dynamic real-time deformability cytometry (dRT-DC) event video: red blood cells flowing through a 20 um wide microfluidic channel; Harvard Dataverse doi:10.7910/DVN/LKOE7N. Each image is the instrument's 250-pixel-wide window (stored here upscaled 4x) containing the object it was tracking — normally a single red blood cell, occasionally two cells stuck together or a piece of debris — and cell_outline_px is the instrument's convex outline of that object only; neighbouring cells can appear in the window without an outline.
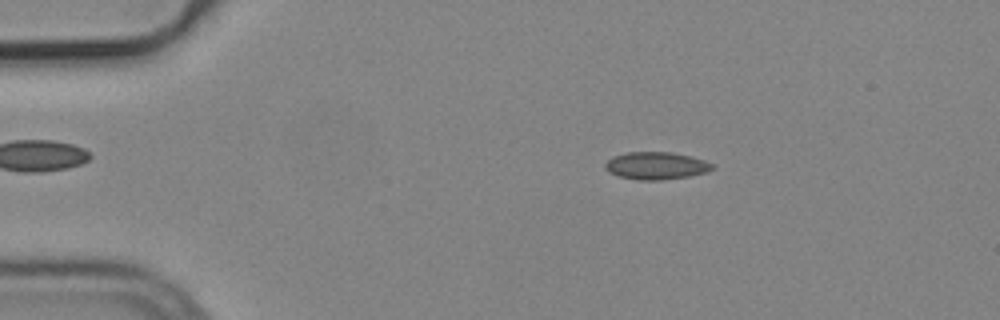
{"species": "common noctule bat (a hibernating species)", "species_latin": "Nyctalus noctula", "temperature_condition": "cold", "stored_images_in_passage": 53, "camera_frame_rate_fps": 3000, "um_per_image_px": 0.085, "animal": {"sex": "male", "body_mass_g": 19.2, "forearm_length_mm": 51.8}, "frame": {"image": 1, "passage_image": 9, "time_ms": 2.667, "image_size_px": [1000, 320], "cell_outline_px": [[716, 168], [708, 172], [688, 176], [664, 180], [636, 180], [620, 176], [608, 172], [604, 168], [604, 164], [612, 156], [628, 152], [672, 152], [692, 156], [704, 160], [712, 164]], "centroid_in_image_um": [55.78, 14.08], "position_along_channel_um": 29.2, "area_um2": 17.34}}
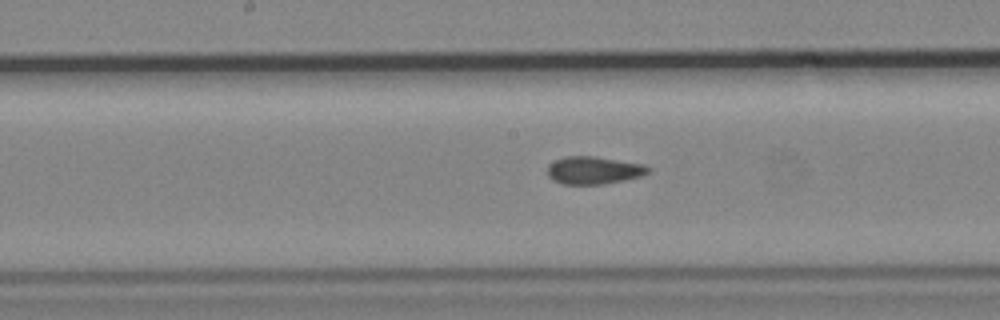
{"frame": {"image": 2, "passage_image": 27, "time_ms": 8.667, "image_size_px": [1000, 320], "cell_outline_px": [[652, 168], [644, 176], [624, 180], [600, 184], [564, 184], [552, 180], [548, 176], [548, 164], [564, 156], [596, 156], [644, 164]], "centroid_in_image_um": [50.49, 14.46], "position_along_channel_um": 197.7, "area_um2": 16.36}}
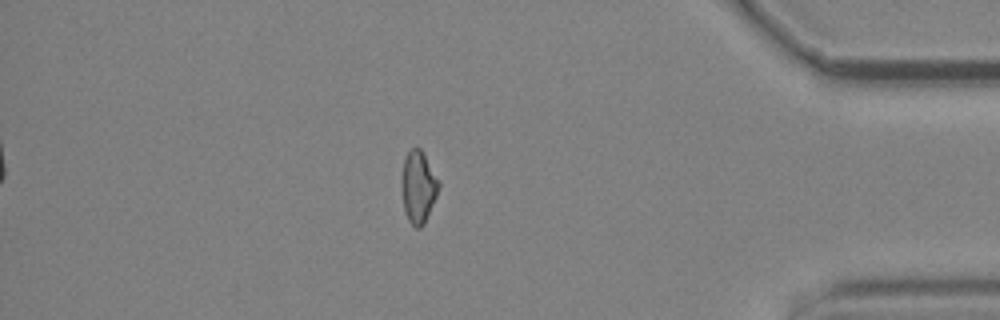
{"frame": {"image": 3, "passage_image": 46, "time_ms": 15.0, "image_size_px": [1000, 320], "cell_outline_px": [[440, 184], [436, 196], [424, 224], [420, 228], [416, 228], [408, 220], [404, 212], [400, 188], [400, 176], [404, 156], [412, 148], [420, 148], [424, 152], [440, 180]], "centroid_in_image_um": [35.53, 15.85], "position_along_channel_um": 399.7, "area_um2": 16.13}, "authors_computed_cell_mechanics": {"area_um2": 16.2996, "velocity_mm_per_s": 3.7819, "shape_relaxation_time_tau1_ms": null, "shape_relaxation_time_tau2_ms": 3.1473, "deformation_change_tau1": null, "deformation_change_tau2": 0.0796}}